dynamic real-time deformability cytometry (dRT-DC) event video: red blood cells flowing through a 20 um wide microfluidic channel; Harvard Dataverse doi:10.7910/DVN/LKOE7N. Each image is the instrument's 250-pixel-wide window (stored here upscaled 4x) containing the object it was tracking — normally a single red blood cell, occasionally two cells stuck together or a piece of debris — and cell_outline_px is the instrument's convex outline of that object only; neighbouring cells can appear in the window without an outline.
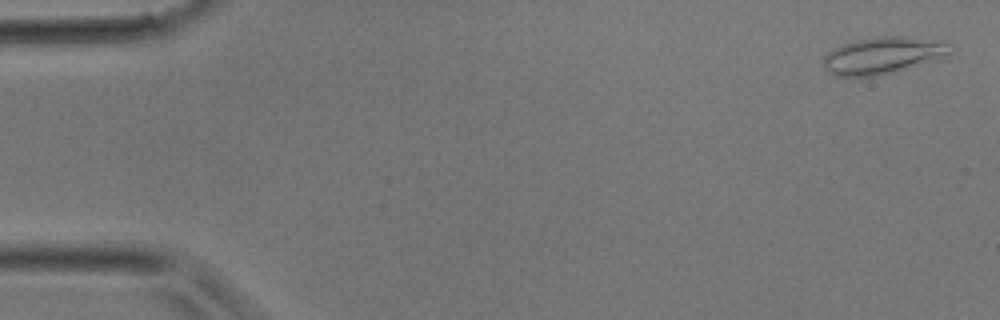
{"species": "common noctule bat (a hibernating species)", "species_latin": "Nyctalus noctula", "temperature_condition": "room temperature", "stored_images_in_passage": 10, "camera_frame_rate_fps": 3000, "um_per_image_px": 0.085, "animal": {"sex": "male", "body_mass_g": 17.9}, "frame": {"image": 1, "passage_image": 2, "time_ms": 0.333, "image_size_px": [1000, 320], "cell_outline_px": [[952, 52], [892, 72], [872, 76], [836, 76], [824, 64], [824, 56], [836, 48], [844, 44], [856, 40], [884, 36], [900, 36], [944, 40]], "centroid_in_image_um": [75.02, 4.68], "position_along_channel_um": 10.0, "area_um2": 26.01}}